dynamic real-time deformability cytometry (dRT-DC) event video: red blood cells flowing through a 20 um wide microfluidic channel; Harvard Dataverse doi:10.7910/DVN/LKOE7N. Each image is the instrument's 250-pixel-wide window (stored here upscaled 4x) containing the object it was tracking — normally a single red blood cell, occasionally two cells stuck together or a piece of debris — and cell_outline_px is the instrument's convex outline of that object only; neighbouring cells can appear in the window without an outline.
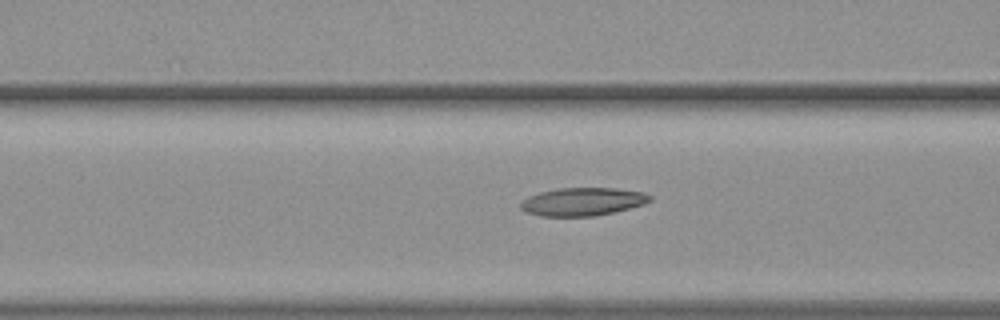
{"species": "common noctule bat (a hibernating species)", "species_latin": "Nyctalus noctula", "temperature_condition": "warm", "stored_images_in_passage": 33, "camera_frame_rate_fps": 3000, "um_per_image_px": 0.085, "animal": {"sex": "female", "body_mass_g": 19.3, "forearm_length_mm": 54.1}, "frame": {"image": 1, "passage_image": 15, "time_ms": 4.667, "image_size_px": [1000, 320], "cell_outline_px": [[652, 200], [644, 204], [616, 212], [596, 216], [540, 216], [528, 212], [520, 208], [520, 200], [528, 196], [540, 192], [560, 188], [616, 188], [644, 192], [652, 196]], "centroid_in_image_um": [49.54, 17.14], "position_along_channel_um": 117.1, "area_um2": 21.33}}